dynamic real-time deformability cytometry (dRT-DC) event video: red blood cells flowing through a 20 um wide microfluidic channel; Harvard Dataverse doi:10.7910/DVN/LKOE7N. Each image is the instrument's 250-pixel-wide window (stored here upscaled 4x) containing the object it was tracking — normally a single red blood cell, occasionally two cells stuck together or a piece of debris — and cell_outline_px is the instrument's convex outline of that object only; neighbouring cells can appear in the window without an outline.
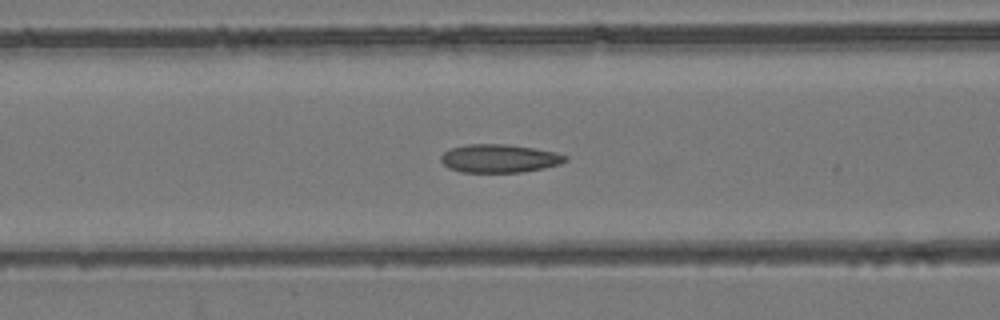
{"species": "common noctule bat (a hibernating species)", "species_latin": "Nyctalus noctula", "temperature_condition": "room temperature", "stored_images_in_passage": 19, "camera_frame_rate_fps": 3000, "um_per_image_px": 0.085, "animal": {"sex": "female", "body_mass_g": 24.6, "forearm_length_mm": 56.2}, "frame": {"image": 1, "passage_image": 13, "time_ms": 4.0, "image_size_px": [1000, 320], "cell_outline_px": [[568, 160], [560, 164], [544, 168], [520, 172], [460, 172], [448, 168], [440, 160], [440, 156], [444, 152], [452, 148], [468, 144], [508, 144], [536, 148], [556, 152], [568, 156]], "centroid_in_image_um": [42.46, 13.46], "position_along_channel_um": 124.1, "area_um2": 20.63}}
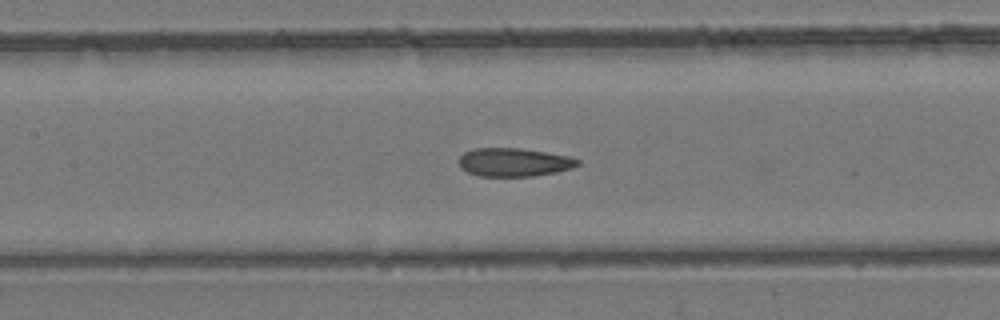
{"frame": {"image": 2, "passage_image": 16, "time_ms": 5.0, "image_size_px": [1000, 320], "cell_outline_px": [[580, 164], [572, 168], [556, 172], [532, 176], [480, 176], [468, 172], [460, 168], [460, 156], [464, 152], [476, 148], [520, 148], [568, 156], [580, 160]], "centroid_in_image_um": [43.69, 13.79], "position_along_channel_um": 163.7, "area_um2": 19.54}}